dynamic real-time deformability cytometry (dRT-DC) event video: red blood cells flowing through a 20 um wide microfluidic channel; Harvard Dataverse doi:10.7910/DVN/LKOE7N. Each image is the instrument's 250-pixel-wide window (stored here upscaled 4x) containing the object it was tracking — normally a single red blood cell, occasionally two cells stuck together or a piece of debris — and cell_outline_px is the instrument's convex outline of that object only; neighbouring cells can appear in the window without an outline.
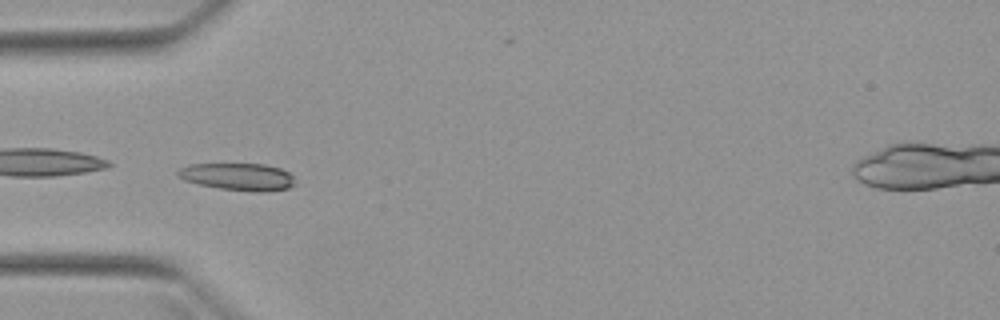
{"species": "Egyptian fruit bat (a non-hibernating species)", "species_latin": "Rousettus aegyptiacus", "temperature_condition": "warm", "stored_images_in_passage": 36, "camera_frame_rate_fps": 3000, "um_per_image_px": 0.085, "animal": {"sex": "female"}, "frame": {"image": 1, "passage_image": 1, "time_ms": 0.0, "image_size_px": [1000, 320], "cell_outline_px": [[296, 184], [288, 188], [220, 188], [200, 184], [184, 180], [176, 176], [176, 172], [180, 168], [192, 164], [264, 164], [280, 168], [288, 172], [292, 176]], "centroid_in_image_um": [20.14, 14.95], "position_along_channel_um": 64.9, "area_um2": 17.46}}
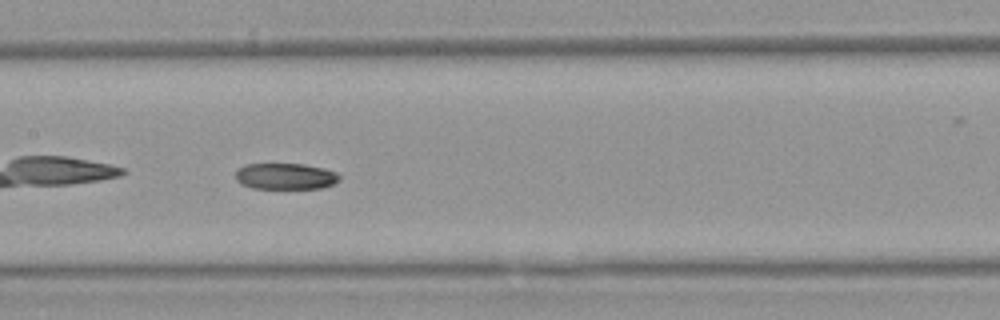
{"frame": {"image": 2, "passage_image": 10, "time_ms": 3.0, "image_size_px": [1000, 320], "cell_outline_px": [[340, 180], [332, 184], [320, 188], [252, 188], [240, 184], [236, 180], [236, 172], [244, 164], [304, 164], [324, 168], [336, 172], [340, 176]], "centroid_in_image_um": [24.26, 14.98], "position_along_channel_um": 183.1, "area_um2": 15.84}}
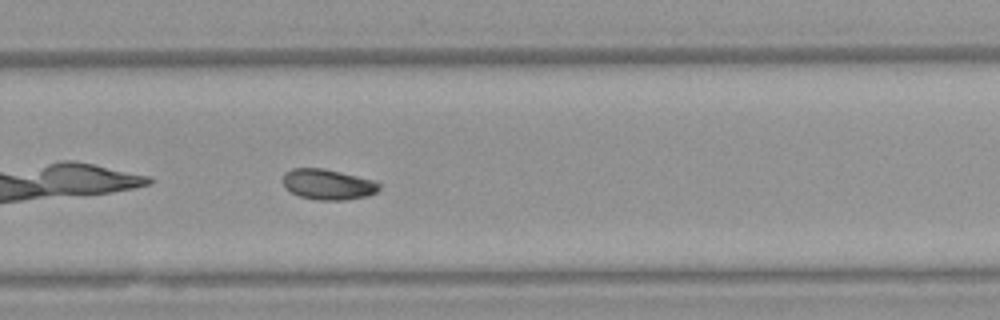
{"frame": {"image": 3, "passage_image": 19, "time_ms": 6.0, "image_size_px": [1000, 320], "cell_outline_px": [[380, 188], [376, 192], [368, 196], [344, 200], [316, 200], [300, 196], [284, 188], [284, 172], [292, 168], [320, 168], [340, 172], [372, 180], [380, 184]], "centroid_in_image_um": [27.86, 15.68], "position_along_channel_um": 301.9, "area_um2": 16.99}, "authors_computed_cell_mechanics": {"area_um2": 16.8776, "velocity_mm_per_s": 3.9774, "shape_relaxation_time_tau1_ms": null, "shape_relaxation_time_tau2_ms": 10.414, "deformation_change_tau1": null, "deformation_change_tau2": 0.1312}}